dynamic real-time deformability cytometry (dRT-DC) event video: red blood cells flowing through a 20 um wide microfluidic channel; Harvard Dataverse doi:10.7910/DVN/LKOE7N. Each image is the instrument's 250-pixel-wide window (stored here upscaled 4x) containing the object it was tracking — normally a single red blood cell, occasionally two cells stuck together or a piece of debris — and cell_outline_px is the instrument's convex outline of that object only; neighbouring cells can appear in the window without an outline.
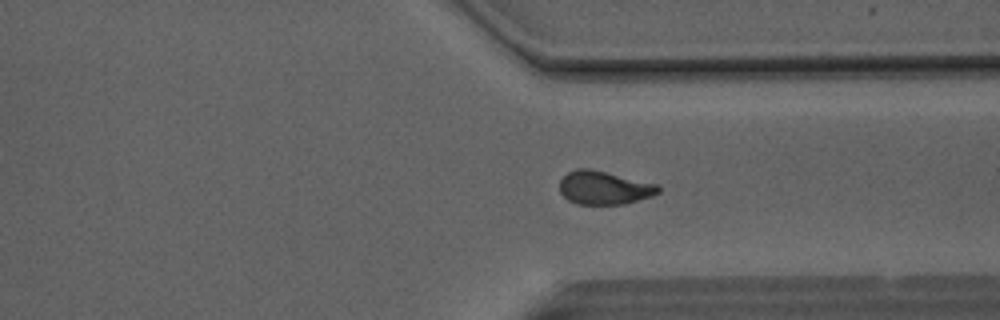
{"species": "Egyptian fruit bat (a non-hibernating species)", "species_latin": "Rousettus aegyptiacus", "temperature_condition": "room temperature", "stored_images_in_passage": 50, "camera_frame_rate_fps": 3000, "um_per_image_px": 0.085, "animal": {"sex": "male"}, "frame": {"image": 1, "passage_image": 38, "time_ms": 12.333, "image_size_px": [1000, 320], "cell_outline_px": [[660, 192], [652, 196], [624, 204], [576, 204], [568, 200], [560, 192], [560, 180], [568, 172], [576, 168], [588, 168], [660, 184]], "centroid_in_image_um": [51.37, 15.95], "position_along_channel_um": 360.0, "area_um2": 19.31}}
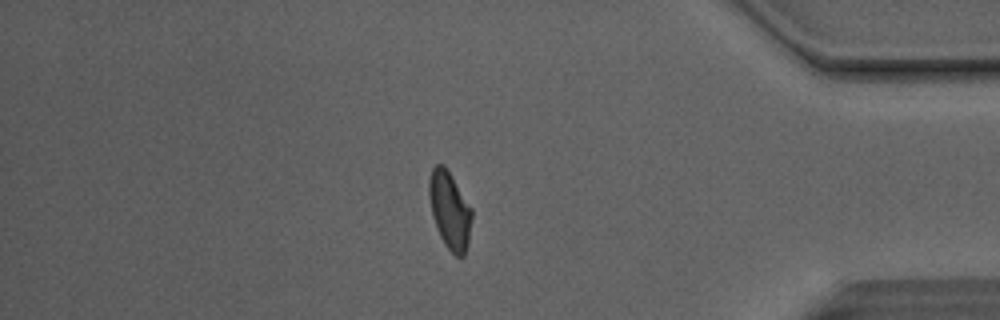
{"frame": {"image": 2, "passage_image": 43, "time_ms": 14.0, "image_size_px": [1000, 320], "cell_outline_px": [[472, 220], [468, 244], [464, 256], [456, 256], [444, 244], [440, 236], [432, 216], [428, 196], [428, 180], [432, 168], [436, 164], [444, 164], [452, 176], [472, 208]], "centroid_in_image_um": [38.22, 17.85], "position_along_channel_um": 397.0, "area_um2": 19.48}}
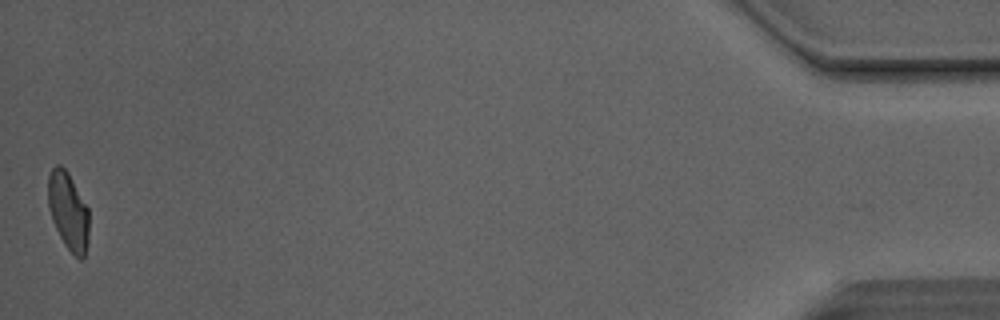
{"frame": {"image": 3, "passage_image": 50, "time_ms": 16.333, "image_size_px": [1000, 320], "cell_outline_px": [[88, 240], [84, 256], [80, 260], [64, 244], [52, 220], [48, 208], [48, 176], [52, 168], [56, 164], [60, 164], [68, 172], [88, 208]], "centroid_in_image_um": [5.79, 17.91], "position_along_channel_um": 429.4, "area_um2": 18.38}, "authors_computed_cell_mechanics": {"area_um2": 19.4497, "velocity_mm_per_s": 4.1281, "shape_relaxation_time_tau1_ms": 9.0672, "shape_relaxation_time_tau2_ms": 2.1741, "deformation_change_tau1": 0.2108, "deformation_change_tau2": 0.0888}}